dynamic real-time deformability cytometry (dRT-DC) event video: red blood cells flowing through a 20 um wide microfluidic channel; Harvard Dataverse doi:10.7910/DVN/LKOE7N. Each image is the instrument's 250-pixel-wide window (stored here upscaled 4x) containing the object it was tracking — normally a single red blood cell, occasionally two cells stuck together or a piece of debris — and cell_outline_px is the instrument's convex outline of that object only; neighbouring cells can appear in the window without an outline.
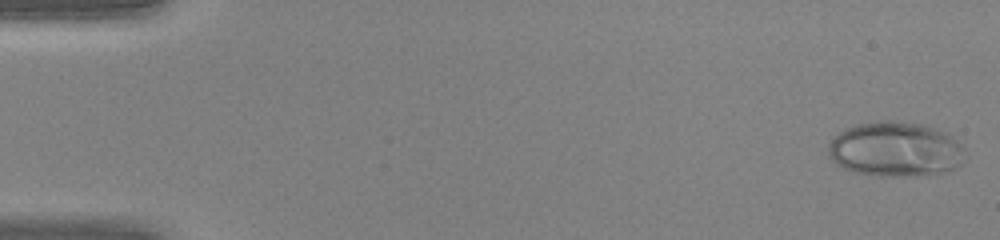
{"species": "human", "species_latin": "Homo sapiens", "temperature_condition": "warm", "stored_images_in_passage": 44, "camera_frame_rate_fps": 3000, "um_per_image_px": 0.085, "donor": {"sex": "female"}, "frame": {"image": 1, "passage_image": 1, "time_ms": 0.0, "image_size_px": [1000, 240], "cell_outline_px": [[964, 160], [956, 168], [912, 176], [880, 176], [856, 172], [844, 168], [836, 164], [828, 156], [828, 144], [844, 128], [856, 124], [880, 120], [888, 120], [920, 124], [944, 132], [952, 136], [964, 148]], "centroid_in_image_um": [76.07, 12.68], "position_along_channel_um": 8.9, "area_um2": 43.41}}
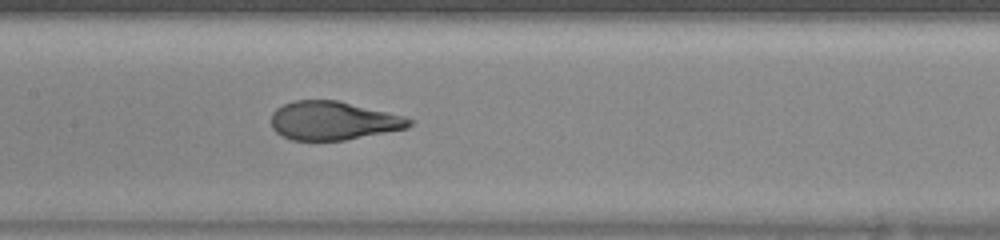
{"frame": {"image": 2, "passage_image": 22, "time_ms": 7.0, "image_size_px": [1000, 240], "cell_outline_px": [[412, 124], [408, 128], [344, 140], [292, 140], [276, 132], [272, 128], [272, 112], [276, 108], [284, 104], [296, 100], [336, 100], [404, 116], [412, 120]], "centroid_in_image_um": [28.31, 10.26], "position_along_channel_um": 179.1, "area_um2": 30.75}}
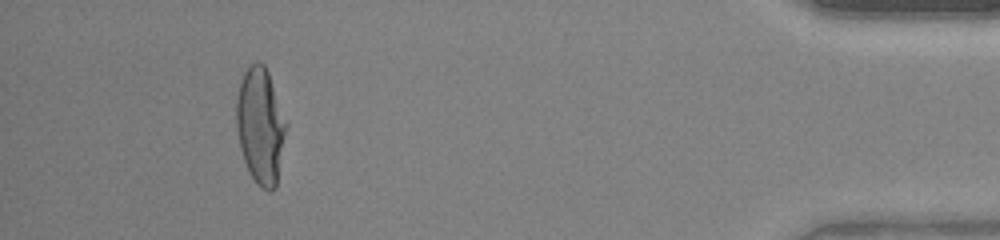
{"frame": {"image": 3, "passage_image": 41, "time_ms": 13.333, "image_size_px": [1000, 240], "cell_outline_px": [[288, 124], [276, 188], [272, 192], [268, 192], [260, 188], [256, 184], [244, 160], [240, 148], [236, 128], [236, 96], [240, 80], [244, 72], [256, 60], [264, 64], [268, 72]], "centroid_in_image_um": [22.14, 10.71], "position_along_channel_um": 413.1, "area_um2": 34.1}}